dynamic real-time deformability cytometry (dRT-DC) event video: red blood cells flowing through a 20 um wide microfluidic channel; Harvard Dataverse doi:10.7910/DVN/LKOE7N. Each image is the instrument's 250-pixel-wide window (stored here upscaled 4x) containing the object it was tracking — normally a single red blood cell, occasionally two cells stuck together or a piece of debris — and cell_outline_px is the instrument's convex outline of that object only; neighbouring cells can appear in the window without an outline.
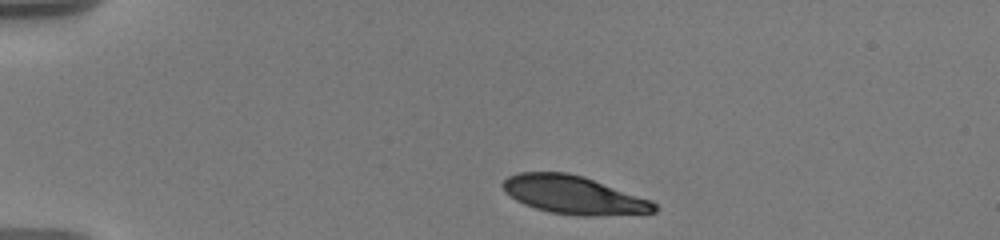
{"species": "human", "species_latin": "Homo sapiens", "temperature_condition": "warm", "stored_images_in_passage": 17, "camera_frame_rate_fps": 3000, "um_per_image_px": 0.085, "donor": {"sex": "male"}, "frame": {"image": 1, "passage_image": 1, "time_ms": 0.0, "image_size_px": [1000, 240], "cell_outline_px": [[660, 208], [656, 212], [588, 216], [580, 216], [548, 212], [524, 204], [516, 200], [504, 192], [500, 184], [508, 176], [520, 172], [568, 172], [584, 176], [652, 200]], "centroid_in_image_um": [48.76, 16.56], "position_along_channel_um": 36.2, "area_um2": 33.93}}
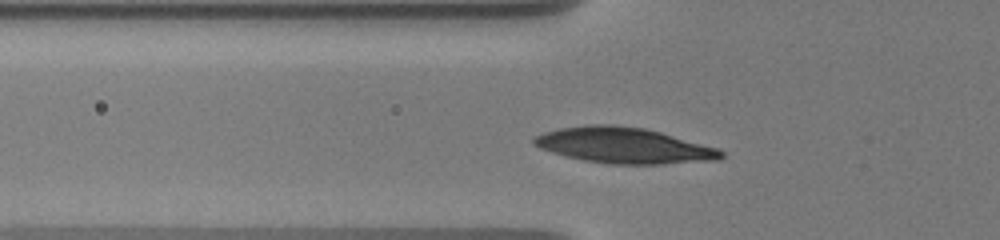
{"frame": {"image": 2, "passage_image": 11, "time_ms": 2.667, "image_size_px": [1000, 240], "cell_outline_px": [[724, 156], [720, 160], [664, 164], [608, 164], [584, 160], [552, 152], [540, 148], [532, 144], [532, 140], [536, 136], [544, 132], [560, 128], [584, 124], [612, 124], [644, 128], [660, 132], [716, 148], [724, 152]], "centroid_in_image_um": [53.02, 12.36], "position_along_channel_um": 72.8, "area_um2": 38.9}}
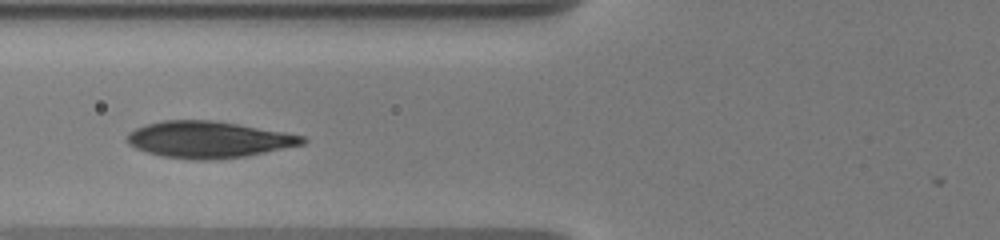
{"frame": {"image": 3, "passage_image": 16, "time_ms": 3.667, "image_size_px": [1000, 240], "cell_outline_px": [[308, 140], [304, 144], [244, 156], [220, 160], [192, 160], [164, 156], [148, 152], [136, 148], [128, 144], [124, 140], [128, 132], [136, 128], [148, 124], [164, 120], [212, 120], [240, 124], [284, 132], [304, 136]], "centroid_in_image_um": [17.71, 11.86], "position_along_channel_um": 108.1, "area_um2": 37.4}}